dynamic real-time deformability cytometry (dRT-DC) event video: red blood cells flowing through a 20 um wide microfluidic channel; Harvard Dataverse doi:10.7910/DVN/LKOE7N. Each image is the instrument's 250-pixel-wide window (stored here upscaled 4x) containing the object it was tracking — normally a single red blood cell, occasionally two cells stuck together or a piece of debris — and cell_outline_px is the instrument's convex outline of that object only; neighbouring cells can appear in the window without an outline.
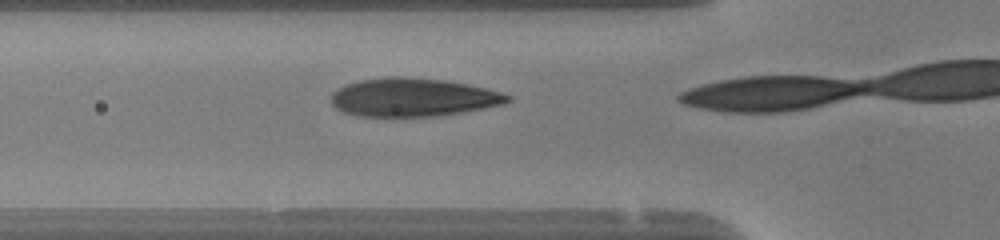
{"species": "human", "species_latin": "Homo sapiens", "temperature_condition": "warm", "stored_images_in_passage": 3, "camera_frame_rate_fps": 3000, "um_per_image_px": 0.085, "donor": {"sex": "female"}, "frame": {"image": 1, "passage_image": 2, "time_ms": 0.333, "image_size_px": [1000, 240], "cell_outline_px": [[512, 100], [504, 104], [484, 108], [440, 116], [356, 116], [344, 112], [336, 108], [332, 104], [332, 92], [336, 88], [344, 84], [360, 80], [392, 76], [400, 76], [444, 80], [484, 88], [500, 92], [512, 96]], "centroid_in_image_um": [35.08, 8.27], "position_along_channel_um": 90.7, "area_um2": 39.42}}